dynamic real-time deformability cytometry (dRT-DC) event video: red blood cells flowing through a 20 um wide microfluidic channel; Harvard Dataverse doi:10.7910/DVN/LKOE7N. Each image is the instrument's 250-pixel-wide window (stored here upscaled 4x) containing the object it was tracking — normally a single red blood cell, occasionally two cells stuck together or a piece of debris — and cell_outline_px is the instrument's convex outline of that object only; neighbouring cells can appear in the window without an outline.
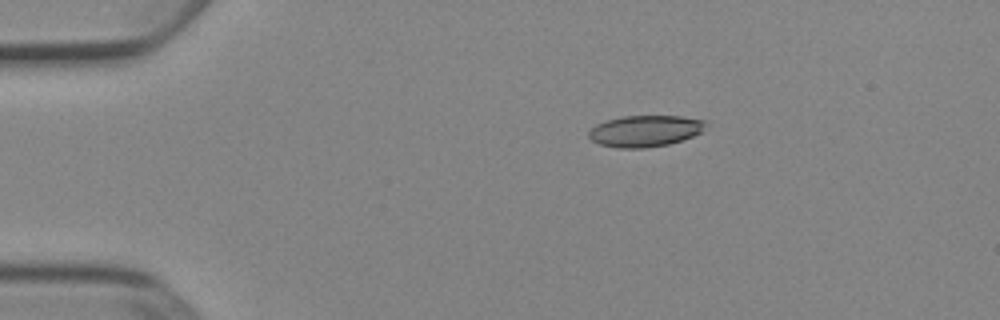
{"species": "Egyptian fruit bat (a non-hibernating species)", "species_latin": "Rousettus aegyptiacus", "temperature_condition": "cold", "stored_images_in_passage": 43, "camera_frame_rate_fps": 3000, "um_per_image_px": 0.085, "animal": {"sex": "female"}, "frame": {"image": 1, "passage_image": 1, "time_ms": 0.0, "image_size_px": [1000, 320], "cell_outline_px": [[708, 120], [704, 132], [668, 144], [644, 148], [616, 148], [600, 144], [592, 140], [588, 136], [588, 132], [596, 124], [608, 120], [624, 116], [680, 116]], "centroid_in_image_um": [54.87, 11.13], "position_along_channel_um": 30.1, "area_um2": 21.44}}
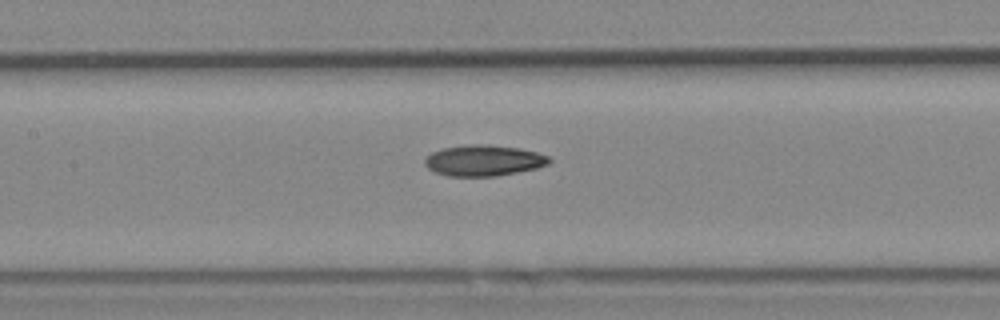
{"frame": {"image": 2, "passage_image": 16, "time_ms": 5.0, "image_size_px": [1000, 320], "cell_outline_px": [[552, 160], [548, 164], [536, 168], [496, 176], [448, 176], [436, 172], [428, 168], [424, 164], [424, 160], [432, 152], [444, 148], [468, 144], [488, 144], [520, 148], [536, 152], [548, 156]], "centroid_in_image_um": [41.11, 13.63], "position_along_channel_um": 166.3, "area_um2": 22.37}}
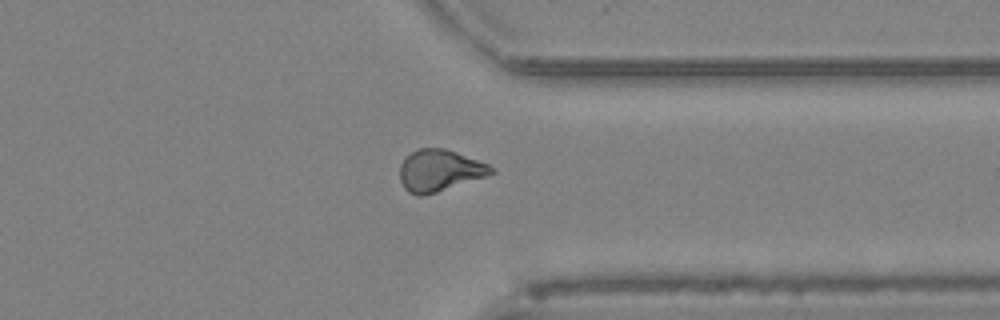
{"frame": {"image": 3, "passage_image": 32, "time_ms": 10.333, "image_size_px": [1000, 320], "cell_outline_px": [[496, 172], [488, 176], [424, 196], [416, 196], [408, 192], [404, 188], [400, 180], [400, 164], [412, 152], [420, 148], [444, 148], [456, 152], [488, 164], [496, 168]], "centroid_in_image_um": [37.38, 14.51], "position_along_channel_um": 374.0, "area_um2": 22.25}}